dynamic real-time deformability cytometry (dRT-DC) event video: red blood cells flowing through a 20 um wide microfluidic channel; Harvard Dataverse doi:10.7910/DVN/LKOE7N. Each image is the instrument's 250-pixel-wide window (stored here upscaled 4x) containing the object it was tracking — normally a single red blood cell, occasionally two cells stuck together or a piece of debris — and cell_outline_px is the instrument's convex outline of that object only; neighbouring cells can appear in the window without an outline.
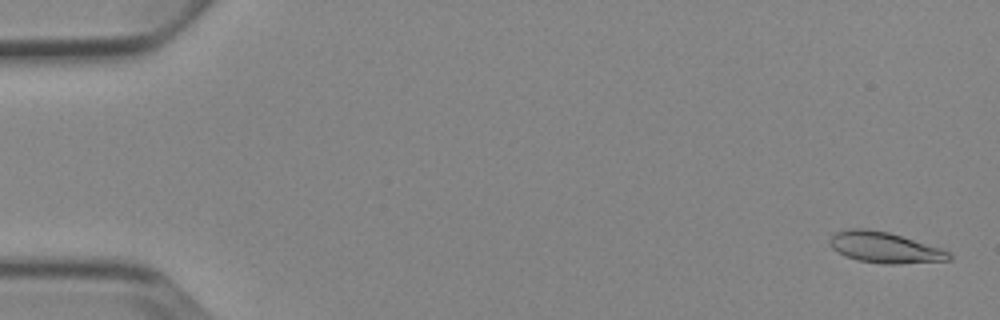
{"species": "Egyptian fruit bat (a non-hibernating species)", "species_latin": "Rousettus aegyptiacus", "temperature_condition": "cold", "stored_images_in_passage": 4, "camera_frame_rate_fps": 3000, "um_per_image_px": 0.085, "animal": {"sex": "female"}, "frame": {"image": 1, "passage_image": 1, "time_ms": 0.0, "image_size_px": [1000, 320], "cell_outline_px": [[952, 260], [900, 264], [884, 264], [856, 260], [844, 256], [832, 248], [828, 240], [836, 232], [848, 228], [868, 228], [888, 232], [940, 248], [948, 252], [952, 256]], "centroid_in_image_um": [75.16, 21.04], "position_along_channel_um": 9.8, "area_um2": 21.5}}
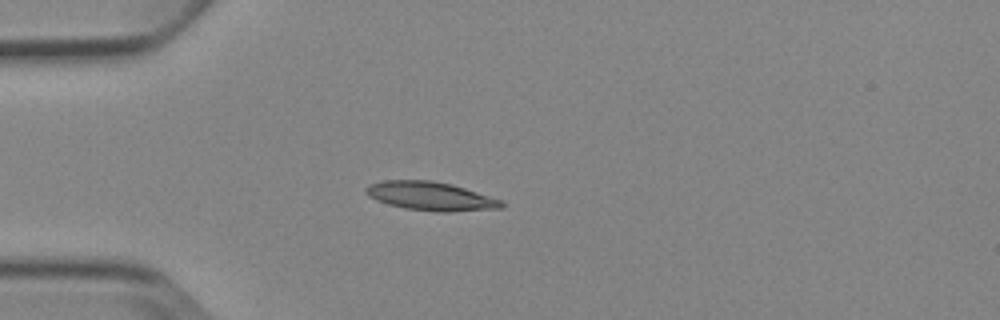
{"frame": {"image": 2, "passage_image": 4, "time_ms": 4.333, "image_size_px": [1000, 320], "cell_outline_px": [[504, 208], [448, 212], [436, 212], [404, 208], [388, 204], [376, 200], [368, 196], [364, 192], [364, 188], [368, 184], [384, 180], [432, 180], [452, 184], [504, 200]], "centroid_in_image_um": [36.61, 16.67], "position_along_channel_um": 48.4, "area_um2": 23.0}}